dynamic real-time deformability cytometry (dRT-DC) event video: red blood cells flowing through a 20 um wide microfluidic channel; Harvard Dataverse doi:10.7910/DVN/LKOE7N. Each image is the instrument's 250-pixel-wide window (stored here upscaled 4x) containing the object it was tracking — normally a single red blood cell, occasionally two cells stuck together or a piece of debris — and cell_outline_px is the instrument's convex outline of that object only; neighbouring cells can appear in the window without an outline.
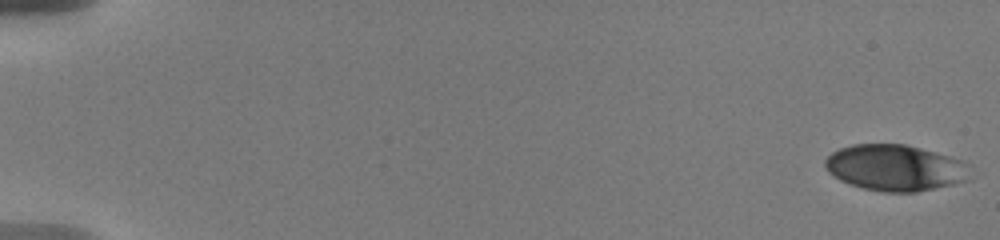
{"species": "human", "species_latin": "Homo sapiens", "temperature_condition": "warm", "stored_images_in_passage": 72, "camera_frame_rate_fps": 3000, "um_per_image_px": 0.085, "donor": {"sex": "male"}, "frame": {"image": 1, "passage_image": 1, "time_ms": 0.0, "image_size_px": [1000, 240], "cell_outline_px": [[968, 180], [952, 184], [916, 192], [880, 192], [848, 184], [840, 180], [828, 172], [824, 164], [824, 160], [832, 152], [840, 148], [852, 144], [904, 144], [936, 152], [960, 160]], "centroid_in_image_um": [75.97, 14.26], "position_along_channel_um": 9.0, "area_um2": 38.44}}
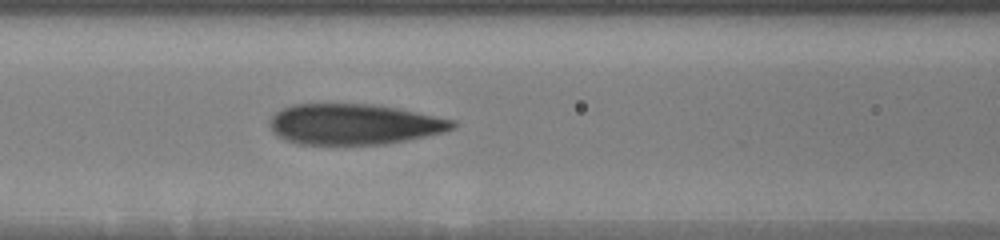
{"frame": {"image": 2, "passage_image": 38, "time_ms": 8.333, "image_size_px": [1000, 240], "cell_outline_px": [[456, 128], [444, 132], [408, 140], [384, 144], [300, 144], [284, 140], [272, 132], [268, 124], [268, 120], [280, 108], [292, 104], [372, 104], [400, 108], [456, 120]], "centroid_in_image_um": [30.09, 10.55], "position_along_channel_um": 136.5, "area_um2": 43.81}}
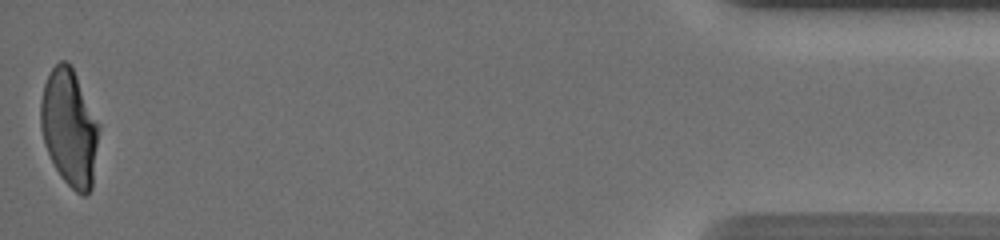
{"frame": {"image": 3, "passage_image": 72, "time_ms": 18.333, "image_size_px": [1000, 240], "cell_outline_px": [[100, 128], [92, 188], [88, 196], [84, 196], [76, 192], [60, 176], [44, 144], [40, 128], [40, 100], [44, 84], [52, 68], [60, 60], [68, 60], [100, 124]], "centroid_in_image_um": [5.9, 10.87], "position_along_channel_um": 429.3, "area_um2": 39.77}, "authors_computed_cell_mechanics": {"area_um2": 42.2518, "velocity_mm_per_s": 3.6999, "shape_relaxation_time_tau1_ms": 6.2891, "shape_relaxation_time_tau2_ms": 0.8889, "deformation_change_tau1": 0.2316, "deformation_change_tau2": 0.0832}}